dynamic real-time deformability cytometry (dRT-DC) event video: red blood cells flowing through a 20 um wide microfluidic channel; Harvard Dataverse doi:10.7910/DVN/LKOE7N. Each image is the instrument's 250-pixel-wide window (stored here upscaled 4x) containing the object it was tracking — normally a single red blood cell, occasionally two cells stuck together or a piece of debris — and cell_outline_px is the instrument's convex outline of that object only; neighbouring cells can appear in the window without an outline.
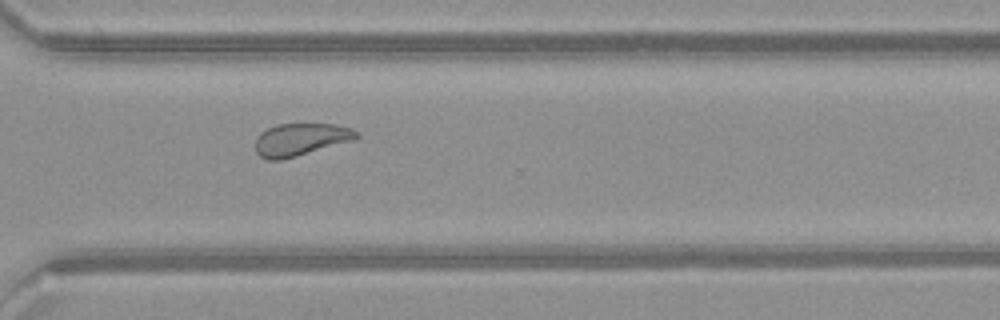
{"species": "common noctule bat (a hibernating species)", "species_latin": "Nyctalus noctula", "temperature_condition": "warm", "stored_images_in_passage": 36, "camera_frame_rate_fps": 3000, "um_per_image_px": 0.085, "animal": {"sex": "female", "body_mass_g": 21.9}, "frame": {"image": 1, "passage_image": 21, "time_ms": 6.667, "image_size_px": [1000, 320], "cell_outline_px": [[360, 136], [356, 140], [296, 156], [280, 160], [268, 160], [260, 156], [256, 152], [256, 136], [260, 132], [268, 128], [280, 124], [336, 124], [352, 128]], "centroid_in_image_um": [25.57, 11.85], "position_along_channel_um": 345.0, "area_um2": 19.19}}
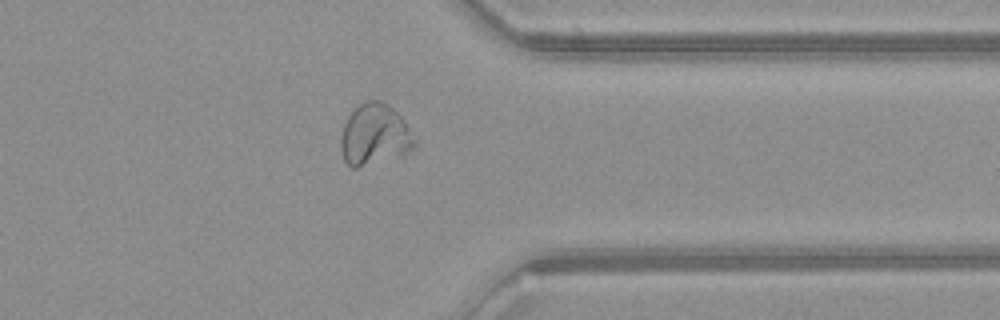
{"frame": {"image": 2, "passage_image": 24, "time_ms": 7.667, "image_size_px": [1000, 320], "cell_outline_px": [[416, 148], [400, 156], [356, 168], [352, 168], [344, 160], [340, 148], [340, 140], [344, 124], [348, 116], [360, 104], [368, 100], [380, 100], [388, 104], [400, 116], [416, 140]], "centroid_in_image_um": [31.84, 11.47], "position_along_channel_um": 379.6, "area_um2": 26.24}}